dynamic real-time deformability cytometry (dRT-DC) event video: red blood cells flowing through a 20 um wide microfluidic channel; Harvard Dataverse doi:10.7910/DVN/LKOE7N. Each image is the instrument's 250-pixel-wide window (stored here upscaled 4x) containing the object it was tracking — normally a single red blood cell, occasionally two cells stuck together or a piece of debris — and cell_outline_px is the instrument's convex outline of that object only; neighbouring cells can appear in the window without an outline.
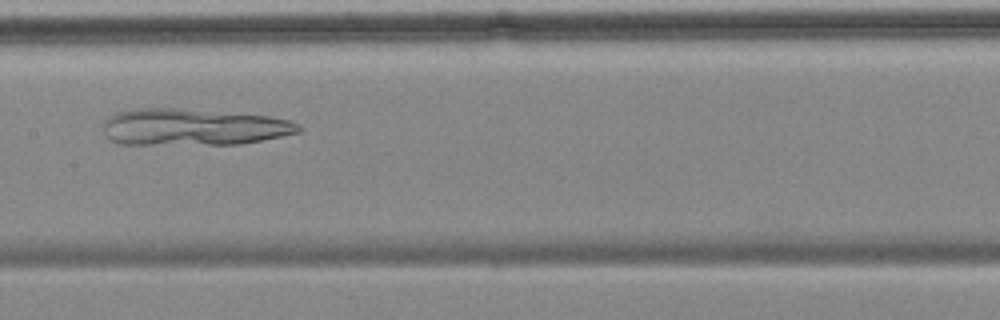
{"species": "common noctule bat (a hibernating species)", "species_latin": "Nyctalus noctula", "temperature_condition": "cold", "stored_images_in_passage": 57, "camera_frame_rate_fps": 3000, "um_per_image_px": 0.085, "animal": {"sex": "female", "body_mass_g": 18.4}, "frame": {"image": 1, "passage_image": 27, "time_ms": 8.667, "image_size_px": [1000, 320], "cell_outline_px": [[304, 128], [300, 132], [240, 144], [120, 144], [112, 140], [104, 132], [104, 120], [108, 116], [116, 112], [136, 108], [176, 108], [268, 116], [288, 120], [300, 124]], "centroid_in_image_um": [16.41, 10.8], "position_along_channel_um": 191.0, "area_um2": 41.67}}
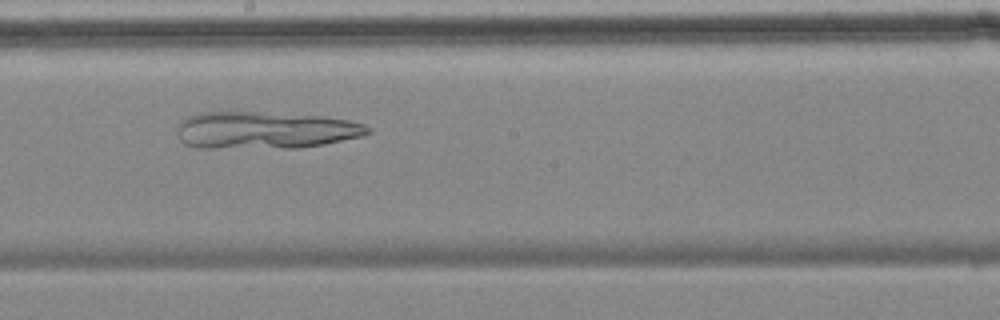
{"frame": {"image": 2, "passage_image": 30, "time_ms": 9.667, "image_size_px": [1000, 320], "cell_outline_px": [[372, 132], [364, 136], [324, 144], [296, 148], [196, 148], [184, 144], [180, 140], [180, 120], [188, 116], [200, 112], [260, 112], [324, 116], [348, 120], [364, 124], [372, 128]], "centroid_in_image_um": [22.58, 11.07], "position_along_channel_um": 225.6, "area_um2": 41.62}}
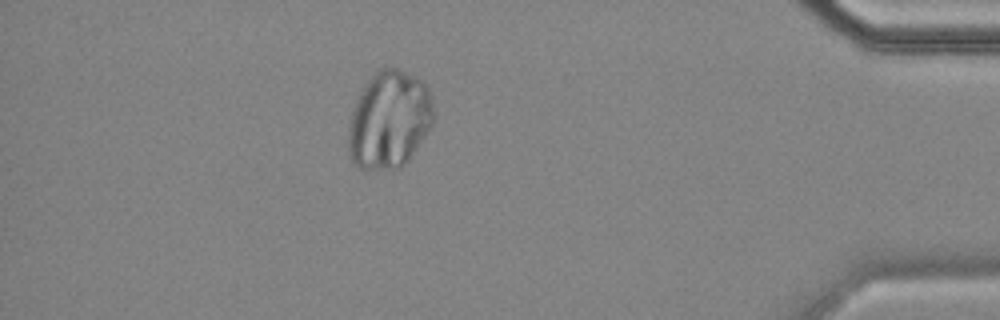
{"frame": {"image": 3, "passage_image": 49, "time_ms": 16.0, "image_size_px": [1000, 320], "cell_outline_px": [[432, 124], [408, 160], [400, 168], [392, 172], [356, 168], [348, 156], [348, 124], [356, 100], [364, 84], [380, 68], [396, 68], [416, 76], [424, 80], [432, 96]], "centroid_in_image_um": [33.05, 10.22], "position_along_channel_um": 402.1, "area_um2": 49.07}}